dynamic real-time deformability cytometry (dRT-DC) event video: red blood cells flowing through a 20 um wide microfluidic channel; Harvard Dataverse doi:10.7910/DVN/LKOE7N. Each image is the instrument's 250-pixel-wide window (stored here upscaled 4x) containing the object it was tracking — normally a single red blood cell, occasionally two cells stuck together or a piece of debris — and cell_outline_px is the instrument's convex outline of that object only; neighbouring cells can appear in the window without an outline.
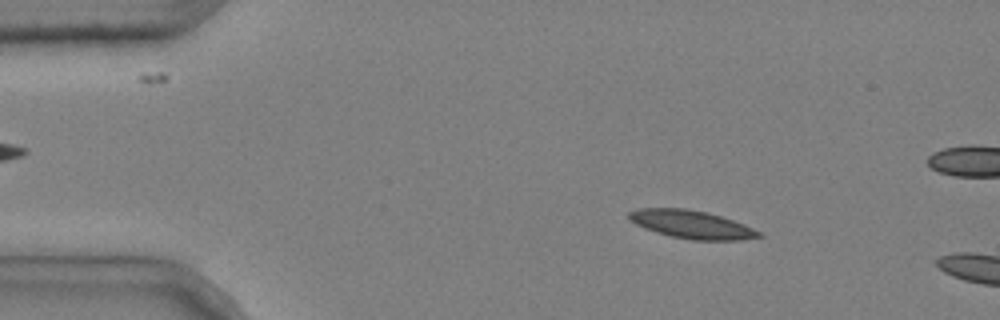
{"species": "common noctule bat (a hibernating species)", "species_latin": "Nyctalus noctula", "temperature_condition": "cold", "stored_images_in_passage": 10, "camera_frame_rate_fps": 3000, "um_per_image_px": 0.085, "animal": {"sex": "male", "body_mass_g": 20.4}, "frame": {"image": 1, "passage_image": 7, "time_ms": 2.0, "image_size_px": [1000, 320], "cell_outline_px": [[764, 236], [740, 240], [692, 240], [672, 236], [656, 232], [644, 228], [628, 220], [628, 212], [640, 208], [684, 208], [704, 212], [720, 216], [744, 224], [760, 232]], "centroid_in_image_um": [58.76, 19.08], "position_along_channel_um": 26.2, "area_um2": 21.1}}